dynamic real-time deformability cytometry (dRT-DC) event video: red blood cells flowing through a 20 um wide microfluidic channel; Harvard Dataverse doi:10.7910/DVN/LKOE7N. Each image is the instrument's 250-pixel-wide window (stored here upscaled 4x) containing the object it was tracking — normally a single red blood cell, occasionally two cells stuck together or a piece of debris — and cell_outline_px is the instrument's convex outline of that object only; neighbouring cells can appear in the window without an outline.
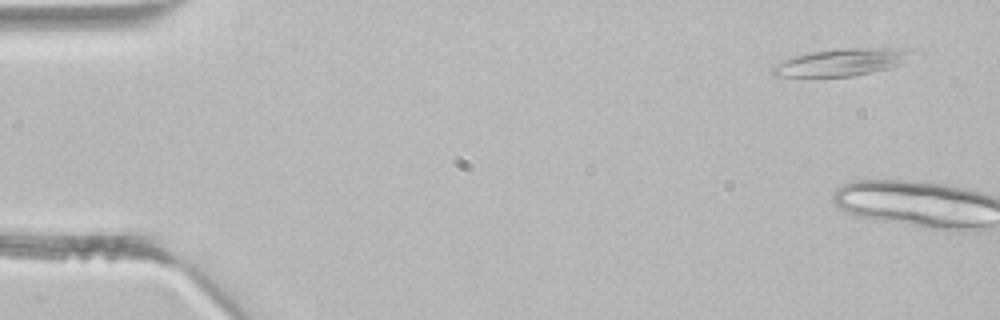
{"species": "common noctule bat (a hibernating species)", "species_latin": "Nyctalus noctula", "temperature_condition": "room temperature", "stored_images_in_passage": 4, "camera_frame_rate_fps": 3000, "um_per_image_px": 0.085, "animal": {"sex": "male", "body_mass_g": 21.5, "forearm_length_mm": 52.0}, "frame": {"image": 1, "passage_image": 1, "time_ms": 0.0, "image_size_px": [1000, 320], "cell_outline_px": [[912, 48], [896, 64], [888, 68], [872, 72], [852, 76], [772, 76], [772, 68], [784, 60], [792, 56], [812, 52], [836, 48]], "centroid_in_image_um": [71.39, 5.28], "position_along_channel_um": 13.6, "area_um2": 21.27}}